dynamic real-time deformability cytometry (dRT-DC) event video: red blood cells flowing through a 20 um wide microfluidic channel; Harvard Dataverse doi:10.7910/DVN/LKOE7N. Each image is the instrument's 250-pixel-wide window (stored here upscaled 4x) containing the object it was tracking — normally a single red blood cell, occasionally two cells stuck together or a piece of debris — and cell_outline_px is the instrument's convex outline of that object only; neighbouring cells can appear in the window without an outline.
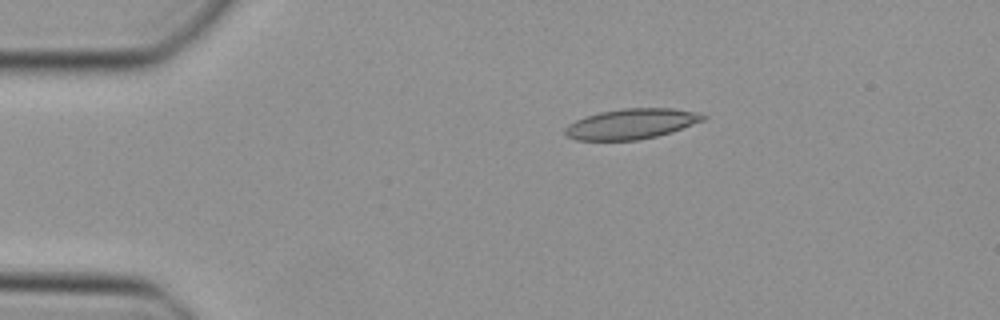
{"species": "Egyptian fruit bat (a non-hibernating species)", "species_latin": "Rousettus aegyptiacus", "temperature_condition": "cold", "stored_images_in_passage": 40, "camera_frame_rate_fps": 3000, "um_per_image_px": 0.085, "animal": {"sex": "female"}, "frame": {"image": 1, "passage_image": 1, "time_ms": 0.0, "image_size_px": [1000, 320], "cell_outline_px": [[708, 116], [704, 120], [672, 132], [656, 136], [636, 140], [576, 140], [568, 136], [564, 132], [564, 128], [568, 124], [576, 120], [600, 112], [624, 108], [672, 108], [696, 112]], "centroid_in_image_um": [53.68, 10.53], "position_along_channel_um": 31.3, "area_um2": 24.22}}
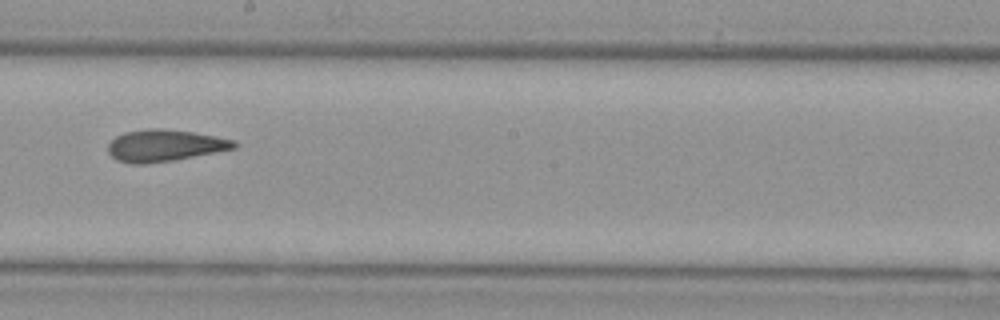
{"frame": {"image": 2, "passage_image": 19, "time_ms": 6.0, "image_size_px": [1000, 320], "cell_outline_px": [[240, 144], [236, 148], [216, 152], [172, 160], [148, 164], [132, 164], [116, 160], [108, 152], [108, 144], [116, 136], [124, 132], [148, 128], [160, 128], [192, 132], [216, 136], [236, 140]], "centroid_in_image_um": [14.01, 12.37], "position_along_channel_um": 234.2, "area_um2": 23.47}}
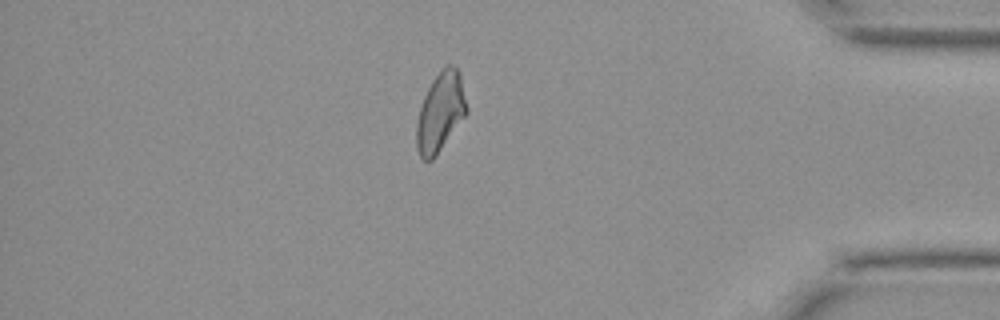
{"frame": {"image": 3, "passage_image": 33, "time_ms": 10.667, "image_size_px": [1000, 320], "cell_outline_px": [[468, 112], [432, 160], [424, 160], [420, 156], [416, 148], [416, 124], [420, 108], [424, 96], [432, 80], [448, 64], [452, 64], [460, 72], [468, 108]], "centroid_in_image_um": [37.44, 9.52], "position_along_channel_um": 397.8, "area_um2": 22.89}}